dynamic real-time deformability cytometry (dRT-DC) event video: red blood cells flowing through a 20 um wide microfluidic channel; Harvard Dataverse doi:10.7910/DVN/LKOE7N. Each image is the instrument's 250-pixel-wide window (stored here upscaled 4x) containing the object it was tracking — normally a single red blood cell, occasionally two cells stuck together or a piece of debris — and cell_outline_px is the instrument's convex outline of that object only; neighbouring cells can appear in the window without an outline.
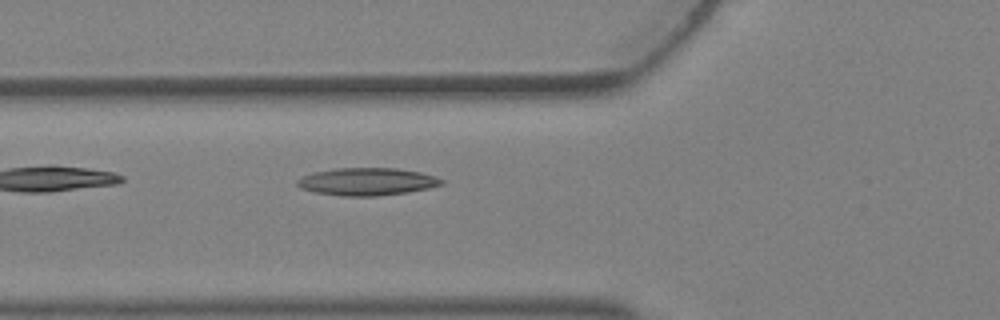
{"species": "Egyptian fruit bat (a non-hibernating species)", "species_latin": "Rousettus aegyptiacus", "temperature_condition": "warm", "stored_images_in_passage": 2, "camera_frame_rate_fps": 3000, "um_per_image_px": 0.085, "animal": {"sex": "female"}, "frame": {"image": 1, "passage_image": 2, "time_ms": 0.333, "image_size_px": [1000, 320], "cell_outline_px": [[444, 184], [428, 188], [408, 192], [376, 196], [344, 196], [316, 192], [300, 188], [296, 184], [296, 180], [312, 172], [336, 168], [396, 168], [420, 172], [436, 176], [444, 180]], "centroid_in_image_um": [31.21, 15.43], "position_along_channel_um": 94.6, "area_um2": 23.18}}